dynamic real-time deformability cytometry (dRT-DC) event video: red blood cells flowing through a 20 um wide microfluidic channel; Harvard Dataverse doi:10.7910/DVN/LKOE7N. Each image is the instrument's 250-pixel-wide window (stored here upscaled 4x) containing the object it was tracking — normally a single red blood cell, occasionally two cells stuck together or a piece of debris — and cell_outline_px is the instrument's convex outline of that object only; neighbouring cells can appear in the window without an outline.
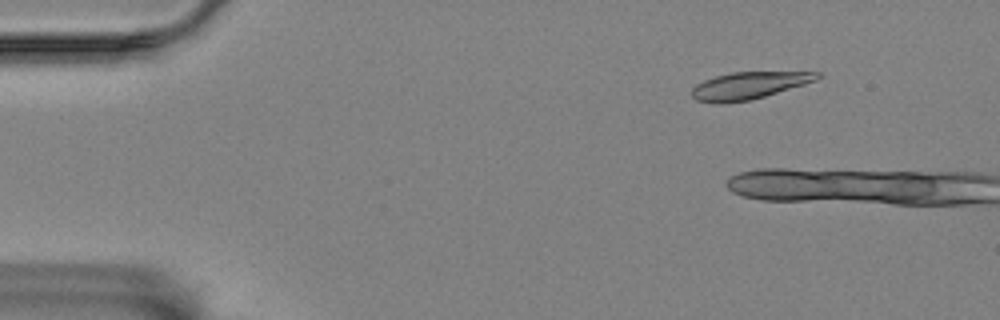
{"species": "Egyptian fruit bat (a non-hibernating species)", "species_latin": "Rousettus aegyptiacus", "temperature_condition": "room temperature", "stored_images_in_passage": 5, "camera_frame_rate_fps": 3000, "um_per_image_px": 0.085, "animal": {"sex": "female"}, "frame": {"image": 1, "passage_image": 3, "time_ms": 0.667, "image_size_px": [1000, 320], "cell_outline_px": [[824, 76], [816, 80], [804, 84], [764, 96], [748, 100], [720, 104], [716, 104], [696, 100], [692, 96], [692, 88], [696, 84], [704, 80], [716, 76], [732, 72], [820, 72]], "centroid_in_image_um": [63.64, 7.27], "position_along_channel_um": 21.4, "area_um2": 19.71}}